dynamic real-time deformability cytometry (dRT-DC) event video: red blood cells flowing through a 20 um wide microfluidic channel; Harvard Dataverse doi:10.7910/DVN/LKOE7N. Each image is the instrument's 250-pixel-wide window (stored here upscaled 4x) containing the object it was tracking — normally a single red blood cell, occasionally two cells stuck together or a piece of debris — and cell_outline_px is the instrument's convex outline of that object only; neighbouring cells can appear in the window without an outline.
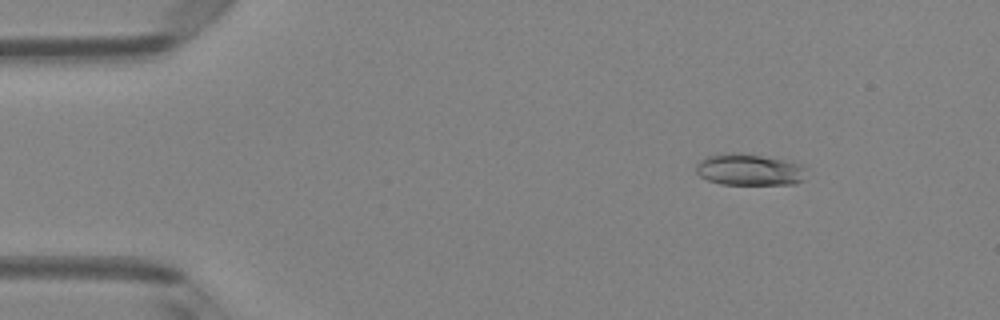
{"species": "Egyptian fruit bat (a non-hibernating species)", "species_latin": "Rousettus aegyptiacus", "temperature_condition": "room temperature", "stored_images_in_passage": 5, "camera_frame_rate_fps": 3000, "um_per_image_px": 0.085, "animal": {"sex": "female"}, "frame": {"image": 1, "passage_image": 2, "time_ms": 0.333, "image_size_px": [1000, 320], "cell_outline_px": [[804, 180], [796, 184], [720, 184], [708, 180], [700, 176], [696, 172], [696, 164], [700, 160], [708, 156], [720, 152], [740, 152], [784, 160], [804, 164]], "centroid_in_image_um": [63.67, 14.41], "position_along_channel_um": 21.3, "area_um2": 20.52}}